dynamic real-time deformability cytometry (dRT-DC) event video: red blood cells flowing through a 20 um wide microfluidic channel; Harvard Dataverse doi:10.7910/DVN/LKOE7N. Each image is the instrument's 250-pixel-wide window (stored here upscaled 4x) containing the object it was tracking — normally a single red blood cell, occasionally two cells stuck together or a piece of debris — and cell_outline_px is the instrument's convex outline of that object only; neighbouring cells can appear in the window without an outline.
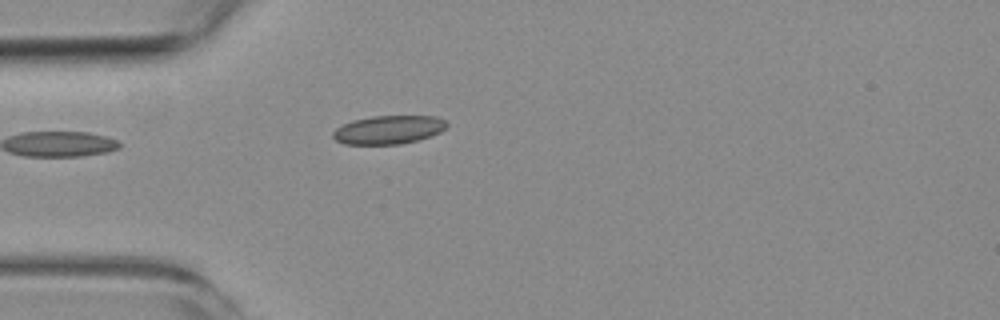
{"species": "common noctule bat (a hibernating species)", "species_latin": "Nyctalus noctula", "temperature_condition": "room temperature", "stored_images_in_passage": 3, "camera_frame_rate_fps": 3000, "um_per_image_px": 0.085, "animal": {"sex": "female", "body_mass_g": 19.3, "forearm_length_mm": 54.1}, "frame": {"image": 1, "passage_image": 3, "time_ms": 2.333, "image_size_px": [1000, 320], "cell_outline_px": [[448, 124], [440, 132], [420, 140], [400, 144], [344, 144], [336, 140], [332, 136], [332, 132], [336, 128], [352, 120], [372, 116], [436, 116], [444, 120]], "centroid_in_image_um": [33.02, 11.03], "position_along_channel_um": 52.0, "area_um2": 18.9}}